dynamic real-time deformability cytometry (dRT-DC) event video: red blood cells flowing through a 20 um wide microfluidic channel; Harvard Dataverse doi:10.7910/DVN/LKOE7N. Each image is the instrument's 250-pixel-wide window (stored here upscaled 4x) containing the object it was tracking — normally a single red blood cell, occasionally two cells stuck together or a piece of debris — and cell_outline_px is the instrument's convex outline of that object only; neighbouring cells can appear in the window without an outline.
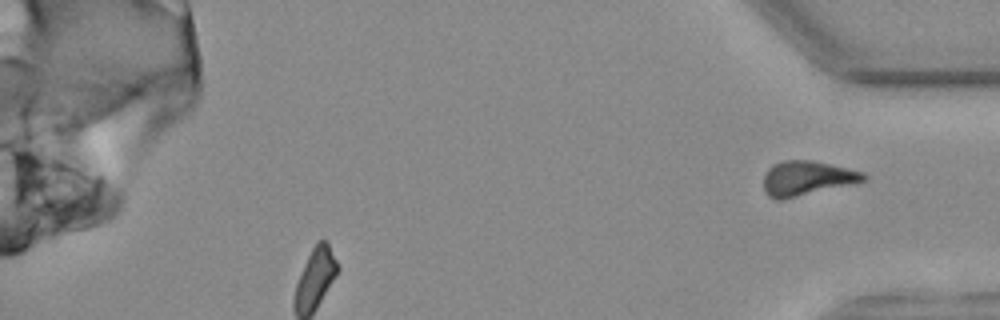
{"species": "common noctule bat (a hibernating species)", "species_latin": "Nyctalus noctula", "temperature_condition": "warm", "stored_images_in_passage": 37, "segment_of_instrument_passage": [2, 2], "camera_frame_rate_fps": 3000, "um_per_image_px": 0.085, "animal": {"sex": "female", "body_mass_g": 25.1}, "frame": {"image": 1, "passage_image": 37, "time_ms": 12.0, "image_size_px": [1000, 320], "cell_outline_px": [[868, 180], [780, 200], [776, 200], [768, 196], [764, 192], [764, 172], [772, 164], [784, 160], [812, 160], [848, 168], [864, 172], [868, 176]], "centroid_in_image_um": [68.57, 15.14], "position_along_channel_um": 366.6, "area_um2": 20.17}}